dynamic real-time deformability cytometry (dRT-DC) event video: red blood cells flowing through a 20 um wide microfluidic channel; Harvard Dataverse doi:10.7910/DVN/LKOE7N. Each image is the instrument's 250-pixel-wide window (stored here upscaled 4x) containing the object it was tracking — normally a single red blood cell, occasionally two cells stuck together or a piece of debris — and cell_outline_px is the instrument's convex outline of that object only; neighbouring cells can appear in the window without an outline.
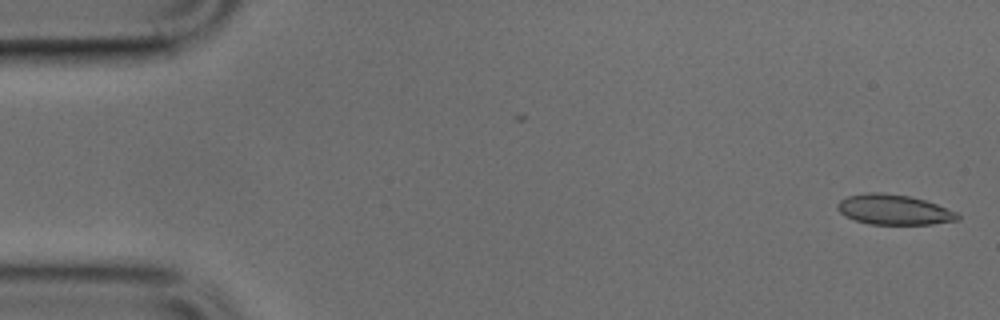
{"species": "common noctule bat (a hibernating species)", "species_latin": "Nyctalus noctula", "temperature_condition": "cold", "stored_images_in_passage": 48, "camera_frame_rate_fps": 3000, "um_per_image_px": 0.085, "animal": {"sex": "male", "body_mass_g": 17.9, "forearm_length_mm": 54.2}, "frame": {"image": 1, "passage_image": 1, "time_ms": 0.0, "image_size_px": [1000, 320], "cell_outline_px": [[960, 220], [932, 224], [868, 224], [844, 216], [836, 208], [836, 204], [840, 200], [848, 196], [868, 192], [880, 192], [908, 196], [924, 200], [960, 212]], "centroid_in_image_um": [76.0, 17.82], "position_along_channel_um": 9.0, "area_um2": 21.21}}
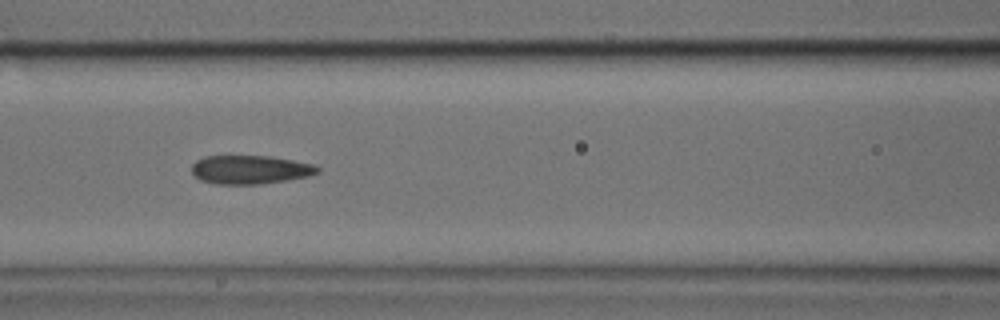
{"frame": {"image": 2, "passage_image": 20, "time_ms": 6.333, "image_size_px": [1000, 320], "cell_outline_px": [[320, 172], [308, 176], [260, 184], [216, 184], [200, 180], [192, 172], [192, 164], [196, 160], [204, 156], [268, 156], [316, 164], [320, 168]], "centroid_in_image_um": [21.26, 14.41], "position_along_channel_um": 145.3, "area_um2": 20.98}}
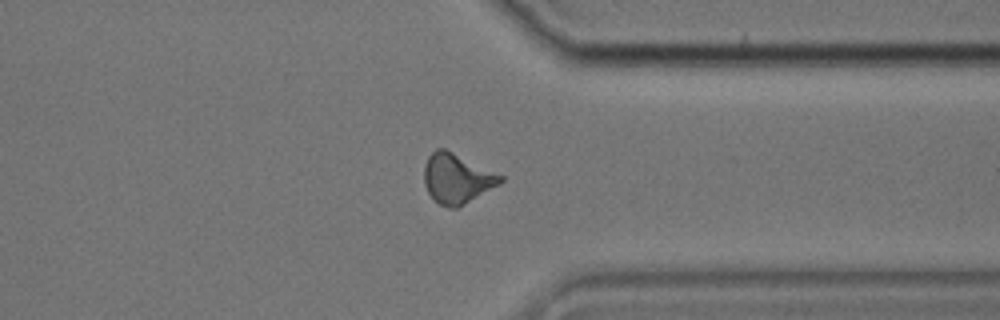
{"frame": {"image": 3, "passage_image": 37, "time_ms": 12.0, "image_size_px": [1000, 320], "cell_outline_px": [[504, 180], [500, 184], [464, 204], [456, 208], [448, 208], [440, 204], [428, 192], [424, 184], [424, 164], [428, 156], [436, 148], [444, 148], [504, 176]], "centroid_in_image_um": [38.83, 15.16], "position_along_channel_um": 372.6, "area_um2": 21.96}}